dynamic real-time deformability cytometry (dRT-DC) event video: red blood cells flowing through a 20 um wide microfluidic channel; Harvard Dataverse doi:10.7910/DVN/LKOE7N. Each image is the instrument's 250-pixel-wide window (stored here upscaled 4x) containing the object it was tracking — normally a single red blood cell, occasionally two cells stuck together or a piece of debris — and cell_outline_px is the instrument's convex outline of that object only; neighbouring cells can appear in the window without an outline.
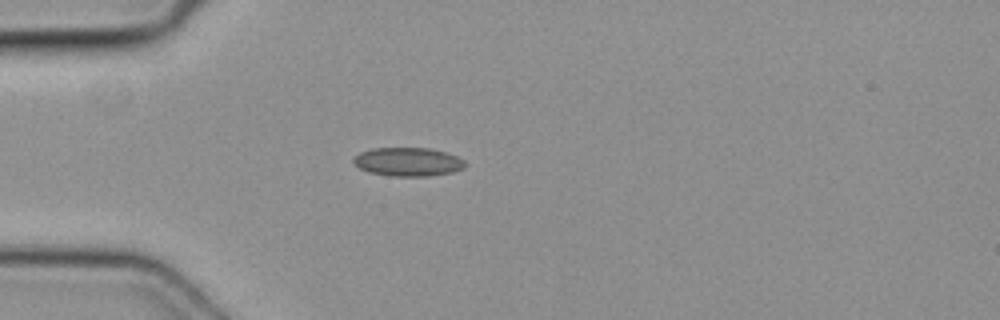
{"species": "common noctule bat (a hibernating species)", "species_latin": "Nyctalus noctula", "temperature_condition": "cold", "stored_images_in_passage": 45, "camera_frame_rate_fps": 3000, "um_per_image_px": 0.085, "animal": {"sex": "female", "body_mass_g": 19.3, "forearm_length_mm": 54.1}, "frame": {"image": 1, "passage_image": 10, "time_ms": 3.0, "image_size_px": [1000, 320], "cell_outline_px": [[464, 168], [452, 172], [428, 176], [388, 176], [368, 172], [360, 168], [352, 160], [360, 152], [372, 148], [428, 148], [444, 152], [456, 156], [464, 160]], "centroid_in_image_um": [34.66, 13.76], "position_along_channel_um": 50.3, "area_um2": 18.5}}
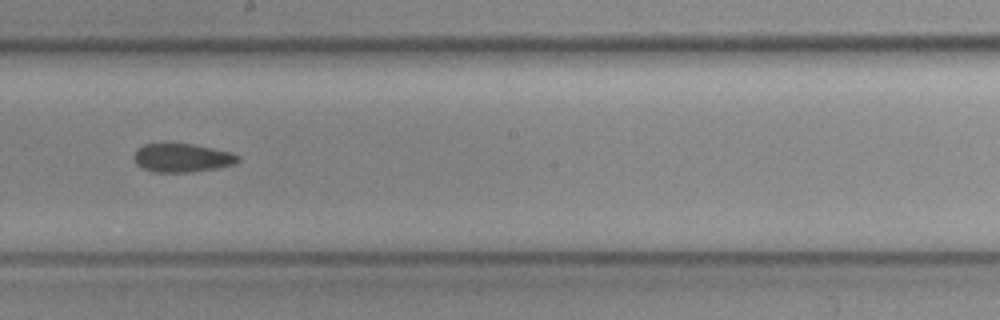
{"frame": {"image": 2, "passage_image": 24, "time_ms": 7.667, "image_size_px": [1000, 320], "cell_outline_px": [[240, 160], [232, 164], [216, 168], [192, 172], [152, 172], [140, 168], [136, 164], [132, 156], [136, 148], [144, 144], [192, 144], [212, 148], [228, 152], [240, 156]], "centroid_in_image_um": [15.4, 13.42], "position_along_channel_um": 232.8, "area_um2": 17.34}}
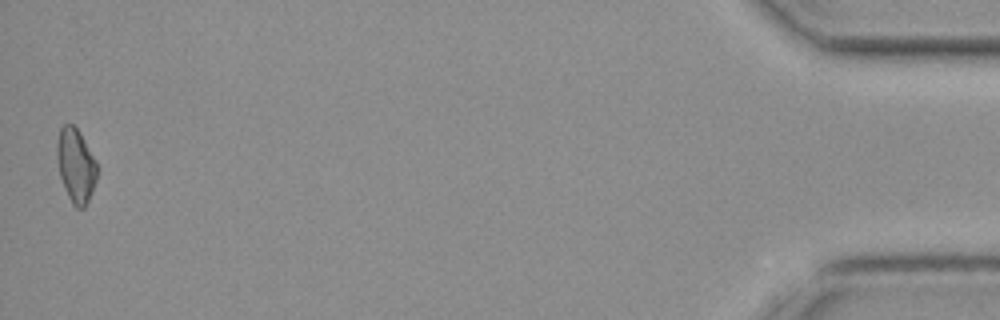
{"frame": {"image": 3, "passage_image": 45, "time_ms": 14.667, "image_size_px": [1000, 320], "cell_outline_px": [[96, 180], [92, 192], [84, 208], [76, 208], [72, 204], [64, 188], [60, 176], [56, 156], [56, 144], [60, 128], [64, 124], [72, 124], [80, 132], [96, 160]], "centroid_in_image_um": [6.43, 14.06], "position_along_channel_um": 428.8, "area_um2": 17.28}}